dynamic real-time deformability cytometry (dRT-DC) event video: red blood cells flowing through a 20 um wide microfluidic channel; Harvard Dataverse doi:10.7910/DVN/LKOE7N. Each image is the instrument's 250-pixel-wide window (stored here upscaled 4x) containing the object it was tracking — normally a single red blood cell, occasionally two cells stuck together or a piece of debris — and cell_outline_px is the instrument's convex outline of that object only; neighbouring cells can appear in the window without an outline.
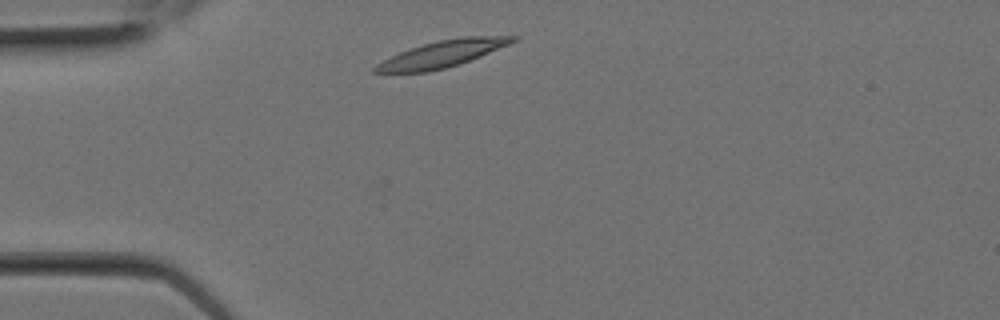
{"species": "Egyptian fruit bat (a non-hibernating species)", "species_latin": "Rousettus aegyptiacus", "temperature_condition": "room temperature", "stored_images_in_passage": 6, "camera_frame_rate_fps": 3000, "um_per_image_px": 0.085, "animal": {"sex": "female"}, "frame": {"image": 1, "passage_image": 1, "time_ms": 0.0, "image_size_px": [1000, 320], "cell_outline_px": [[520, 36], [516, 40], [508, 44], [480, 56], [460, 64], [428, 72], [372, 72], [372, 68], [376, 64], [400, 52], [436, 40], [464, 36]], "centroid_in_image_um": [37.58, 4.58], "position_along_channel_um": 47.4, "area_um2": 20.98}}
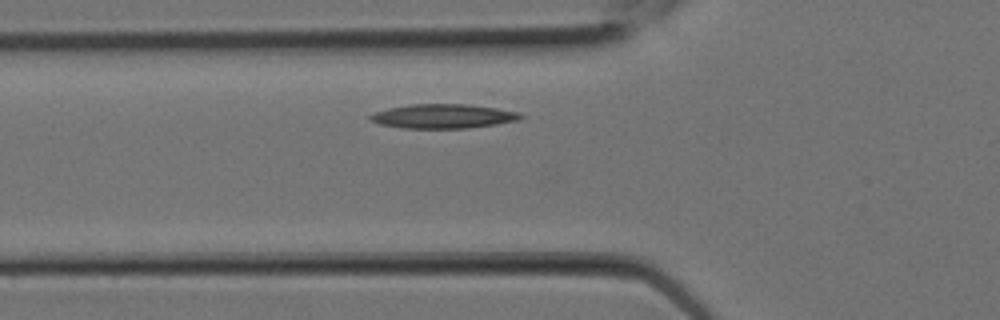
{"frame": {"image": 2, "passage_image": 3, "time_ms": 0.667, "image_size_px": [1000, 320], "cell_outline_px": [[524, 116], [520, 120], [496, 124], [468, 128], [400, 128], [380, 124], [372, 120], [368, 116], [372, 112], [388, 108], [408, 104], [468, 104], [496, 108], [520, 112]], "centroid_in_image_um": [37.66, 9.87], "position_along_channel_um": 88.1, "area_um2": 21.39}}
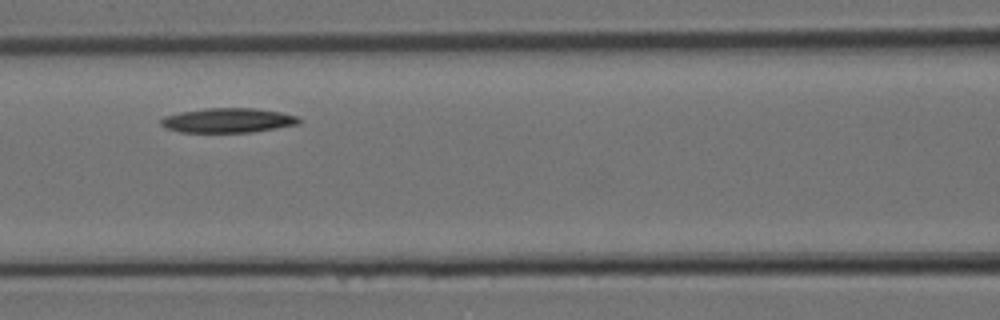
{"frame": {"image": 3, "passage_image": 5, "time_ms": 1.333, "image_size_px": [1000, 320], "cell_outline_px": [[304, 120], [300, 124], [252, 132], [180, 132], [164, 128], [160, 124], [160, 120], [164, 116], [180, 112], [204, 108], [256, 108], [280, 112], [300, 116]], "centroid_in_image_um": [19.41, 10.23], "position_along_channel_um": 147.2, "area_um2": 20.06}}